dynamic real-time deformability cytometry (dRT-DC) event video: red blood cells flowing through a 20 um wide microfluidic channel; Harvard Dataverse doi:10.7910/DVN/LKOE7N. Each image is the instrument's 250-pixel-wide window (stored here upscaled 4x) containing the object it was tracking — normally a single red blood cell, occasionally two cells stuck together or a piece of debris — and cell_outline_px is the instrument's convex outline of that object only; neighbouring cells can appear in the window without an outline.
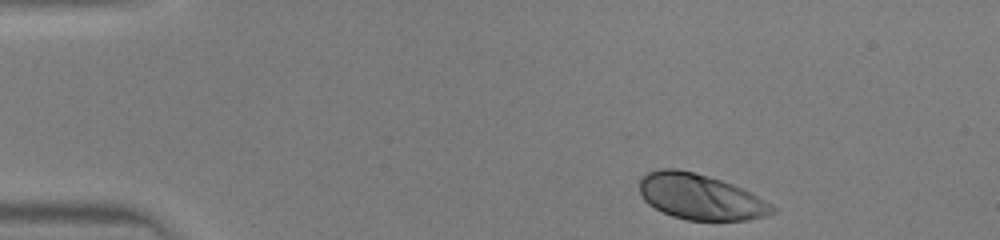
{"species": "human", "species_latin": "Homo sapiens", "temperature_condition": "warm", "stored_images_in_passage": 39, "camera_frame_rate_fps": 3000, "um_per_image_px": 0.085, "donor": {"sex": "male"}, "frame": {"image": 1, "passage_image": 1, "time_ms": 0.0, "image_size_px": [1000, 240], "cell_outline_px": [[776, 212], [764, 216], [748, 220], [688, 220], [672, 216], [648, 204], [644, 200], [640, 192], [640, 180], [648, 172], [660, 168], [676, 168], [708, 176], [732, 184], [772, 204], [776, 208]], "centroid_in_image_um": [59.52, 16.73], "position_along_channel_um": 25.5, "area_um2": 34.91}}
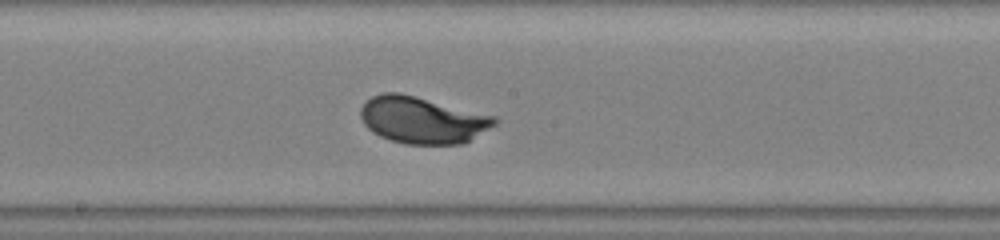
{"frame": {"image": 2, "passage_image": 19, "time_ms": 6.0, "image_size_px": [1000, 240], "cell_outline_px": [[500, 120], [496, 124], [468, 140], [460, 144], [404, 144], [380, 136], [372, 132], [364, 124], [360, 116], [360, 108], [372, 96], [384, 92], [400, 92], [496, 116]], "centroid_in_image_um": [35.89, 10.19], "position_along_channel_um": 212.3, "area_um2": 36.41}}
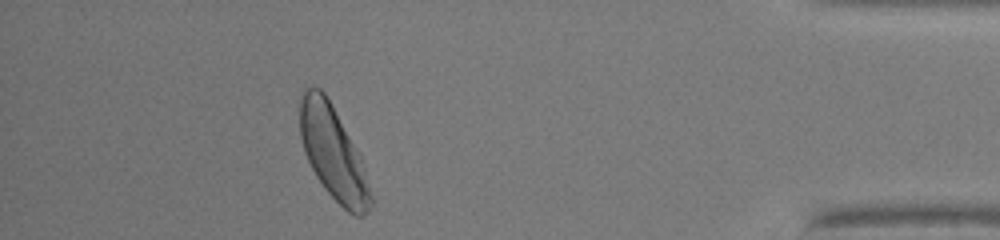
{"frame": {"image": 3, "passage_image": 35, "time_ms": 11.333, "image_size_px": [1000, 240], "cell_outline_px": [[372, 204], [368, 212], [364, 216], [356, 216], [348, 212], [324, 188], [316, 176], [304, 152], [300, 136], [296, 100], [300, 92], [304, 88], [312, 84], [320, 88], [324, 92], [360, 156], [372, 196]], "centroid_in_image_um": [28.24, 12.93], "position_along_channel_um": 407.0, "area_um2": 38.61}}